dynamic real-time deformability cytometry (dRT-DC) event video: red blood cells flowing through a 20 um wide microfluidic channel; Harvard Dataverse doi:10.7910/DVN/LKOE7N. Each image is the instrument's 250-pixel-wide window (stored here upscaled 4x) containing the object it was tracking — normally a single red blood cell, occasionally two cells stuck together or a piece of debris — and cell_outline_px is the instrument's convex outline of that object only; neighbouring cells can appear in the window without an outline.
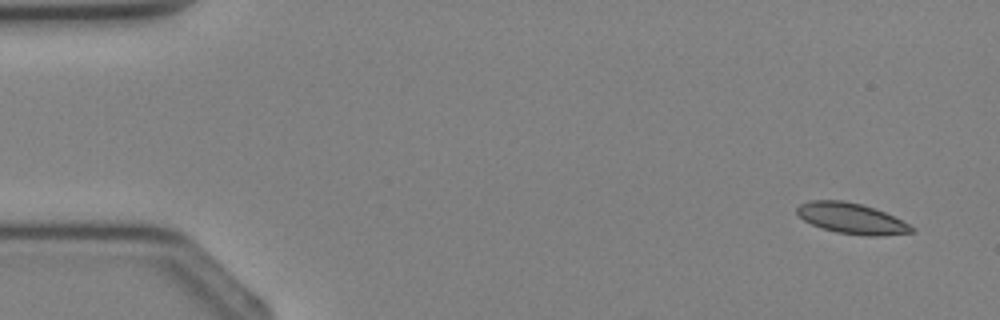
{"species": "Egyptian fruit bat (a non-hibernating species)", "species_latin": "Rousettus aegyptiacus", "temperature_condition": "cold", "stored_images_in_passage": 4, "segment_of_instrument_passage": [1, 2], "camera_frame_rate_fps": 3000, "um_per_image_px": 0.085, "animal": {"sex": "female"}, "frame": {"image": 1, "passage_image": 1, "time_ms": 0.0, "image_size_px": [1000, 320], "cell_outline_px": [[916, 228], [912, 232], [880, 236], [868, 236], [836, 232], [812, 224], [804, 220], [796, 212], [796, 208], [800, 204], [808, 200], [844, 200], [860, 204], [884, 212]], "centroid_in_image_um": [72.35, 18.56], "position_along_channel_um": 12.6, "area_um2": 20.23}}
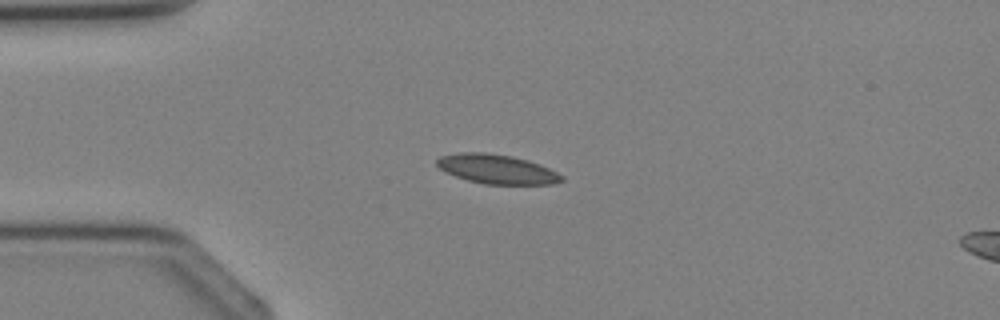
{"frame": {"image": 2, "passage_image": 3, "time_ms": 2.333, "image_size_px": [1000, 320], "cell_outline_px": [[564, 180], [552, 184], [484, 184], [468, 180], [444, 172], [436, 164], [436, 160], [440, 156], [460, 152], [484, 152], [512, 156], [528, 160], [540, 164], [564, 176]], "centroid_in_image_um": [42.22, 14.37], "position_along_channel_um": 42.8, "area_um2": 21.33}}